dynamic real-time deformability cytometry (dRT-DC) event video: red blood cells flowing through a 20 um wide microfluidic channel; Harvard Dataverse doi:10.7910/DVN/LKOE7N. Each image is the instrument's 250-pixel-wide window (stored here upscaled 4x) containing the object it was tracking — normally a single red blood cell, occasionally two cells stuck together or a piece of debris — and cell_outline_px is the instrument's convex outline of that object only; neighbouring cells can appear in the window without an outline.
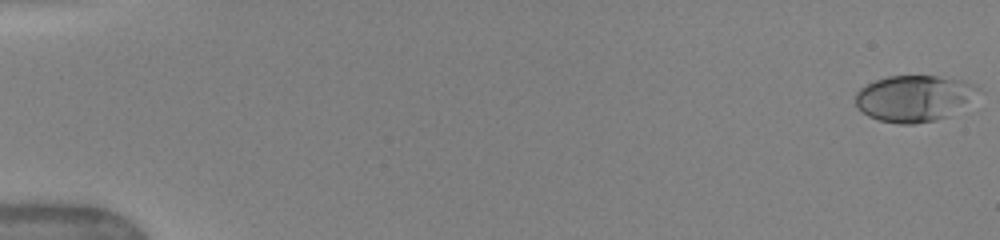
{"species": "human", "species_latin": "Homo sapiens", "temperature_condition": "warm", "stored_images_in_passage": 25, "camera_frame_rate_fps": 3000, "um_per_image_px": 0.085, "donor": {"sex": "female"}, "frame": {"image": 1, "passage_image": 1, "time_ms": 0.0, "image_size_px": [1000, 240], "cell_outline_px": [[984, 92], [944, 116], [936, 120], [912, 124], [900, 124], [880, 120], [868, 116], [856, 104], [856, 92], [860, 88], [876, 80], [888, 76], [936, 76], [964, 80], [980, 88]], "centroid_in_image_um": [77.71, 8.33], "position_along_channel_um": 7.3, "area_um2": 32.66}}
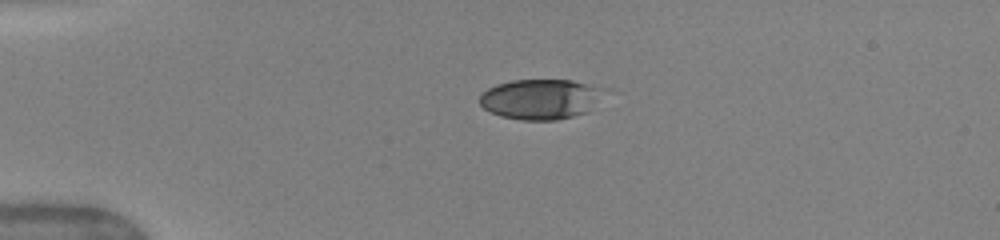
{"frame": {"image": 2, "passage_image": 7, "time_ms": 4.0, "image_size_px": [1000, 240], "cell_outline_px": [[612, 88], [588, 112], [556, 120], [520, 120], [500, 116], [484, 108], [480, 104], [480, 96], [488, 88], [496, 84], [512, 80], [572, 80]], "centroid_in_image_um": [46.05, 8.41], "position_along_channel_um": 38.9, "area_um2": 29.71}}